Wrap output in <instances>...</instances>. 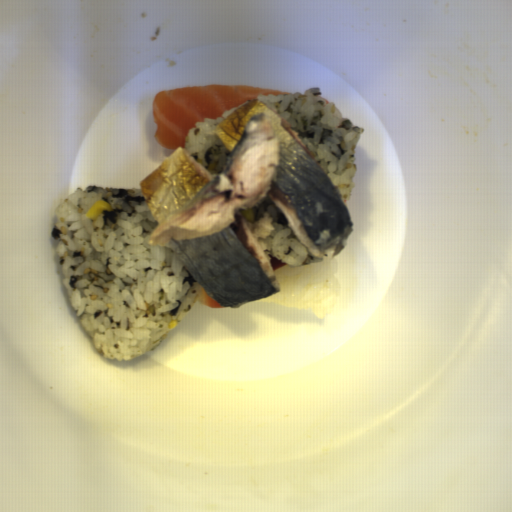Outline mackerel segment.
Returning a JSON list of instances; mask_svg holds the SVG:
<instances>
[{"label": "mackerel segment", "mask_w": 512, "mask_h": 512, "mask_svg": "<svg viewBox=\"0 0 512 512\" xmlns=\"http://www.w3.org/2000/svg\"><path fill=\"white\" fill-rule=\"evenodd\" d=\"M214 132L228 152L214 175L179 146L139 184L157 221L147 244L171 247L198 285L232 309L281 291L242 212L266 194L311 257L355 230L341 192L276 110L253 99Z\"/></svg>", "instance_id": "1"}]
</instances>
